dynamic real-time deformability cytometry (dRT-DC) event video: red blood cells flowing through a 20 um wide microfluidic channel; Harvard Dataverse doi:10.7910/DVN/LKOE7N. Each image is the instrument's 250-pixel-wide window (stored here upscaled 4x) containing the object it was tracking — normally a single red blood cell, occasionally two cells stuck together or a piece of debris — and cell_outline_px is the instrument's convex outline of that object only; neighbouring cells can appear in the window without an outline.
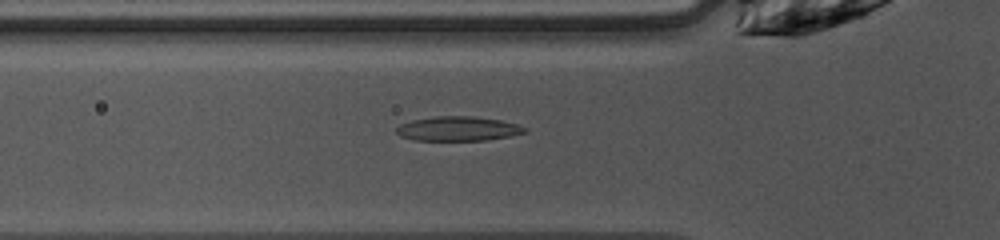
{"species": "common noctule bat (a hibernating species)", "species_latin": "Nyctalus noctula", "temperature_condition": "warm", "stored_images_in_passage": 35, "camera_frame_rate_fps": 3000, "um_per_image_px": 0.085, "animal": {"sex": "female", "body_mass_g": 10.0, "forearm_length_mm": 53.1}, "frame": {"image": 1, "passage_image": 7, "time_ms": 2.0, "image_size_px": [1000, 240], "cell_outline_px": [[528, 132], [512, 136], [488, 140], [412, 140], [400, 136], [396, 132], [396, 128], [400, 124], [412, 120], [436, 116], [472, 116], [500, 120], [516, 124], [528, 128]], "centroid_in_image_um": [38.95, 10.94], "position_along_channel_um": 86.8, "area_um2": 18.38}}
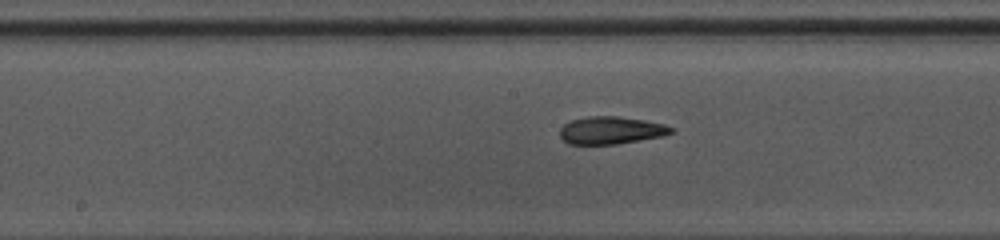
{"frame": {"image": 2, "passage_image": 15, "time_ms": 4.667, "image_size_px": [1000, 240], "cell_outline_px": [[672, 132], [664, 136], [616, 144], [568, 144], [560, 136], [560, 128], [564, 124], [572, 120], [588, 116], [616, 116], [644, 120], [664, 124], [672, 128]], "centroid_in_image_um": [51.92, 11.08], "position_along_channel_um": 196.3, "area_um2": 17.74}}
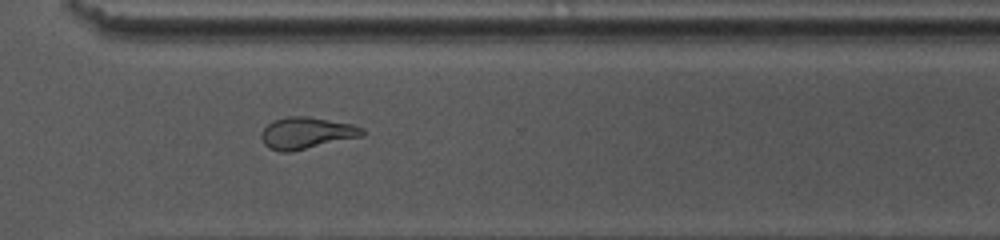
{"frame": {"image": 3, "passage_image": 26, "time_ms": 8.333, "image_size_px": [1000, 240], "cell_outline_px": [[364, 136], [288, 152], [280, 152], [268, 148], [264, 144], [260, 136], [260, 132], [268, 124], [276, 120], [288, 116], [308, 116], [352, 124], [364, 128]], "centroid_in_image_um": [26.04, 11.31], "position_along_channel_um": 344.6, "area_um2": 18.61}, "authors_computed_cell_mechanics": {"area_um2": 18.7272, "velocity_mm_per_s": 4.0624, "shape_relaxation_time_tau1_ms": 5.3344, "shape_relaxation_time_tau2_ms": 2.7732, "deformation_change_tau1": 0.1905, "deformation_change_tau2": 0.1163}}